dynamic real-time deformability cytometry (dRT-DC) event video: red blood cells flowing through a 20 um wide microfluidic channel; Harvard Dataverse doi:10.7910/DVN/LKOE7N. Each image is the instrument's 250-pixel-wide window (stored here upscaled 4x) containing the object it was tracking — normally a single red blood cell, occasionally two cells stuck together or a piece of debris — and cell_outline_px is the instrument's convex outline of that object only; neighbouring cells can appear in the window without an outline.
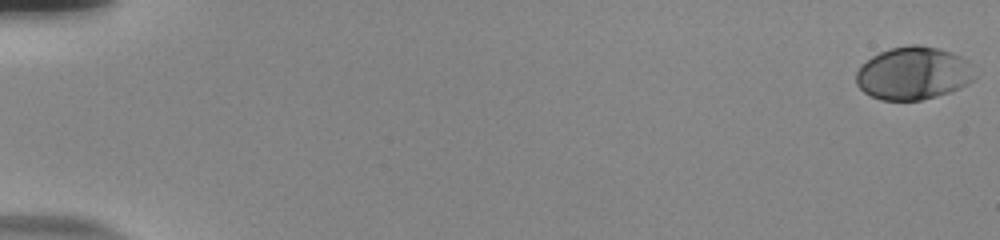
{"species": "human", "species_latin": "Homo sapiens", "temperature_condition": "room temperature", "stored_images_in_passage": 57, "camera_frame_rate_fps": 3000, "um_per_image_px": 0.085, "donor": {"sex": "male"}, "frame": {"image": 1, "passage_image": 1, "time_ms": 0.0, "image_size_px": [1000, 240], "cell_outline_px": [[976, 76], [968, 84], [960, 88], [936, 96], [920, 100], [880, 100], [864, 92], [856, 84], [856, 72], [860, 64], [872, 56], [880, 52], [892, 48], [908, 44], [920, 44], [940, 48], [952, 52], [968, 60]], "centroid_in_image_um": [77.63, 6.21], "position_along_channel_um": 7.4, "area_um2": 36.82}}
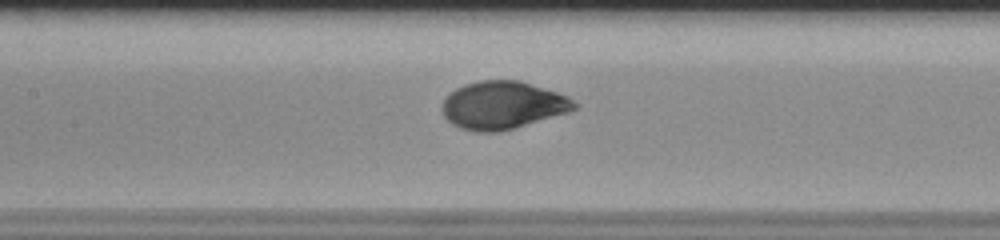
{"frame": {"image": 2, "passage_image": 29, "time_ms": 9.333, "image_size_px": [1000, 240], "cell_outline_px": [[580, 104], [576, 108], [568, 112], [512, 128], [496, 132], [476, 132], [460, 128], [452, 124], [444, 116], [444, 100], [456, 88], [464, 84], [480, 80], [520, 80], [568, 96]], "centroid_in_image_um": [42.75, 8.93], "position_along_channel_um": 164.7, "area_um2": 36.41}}
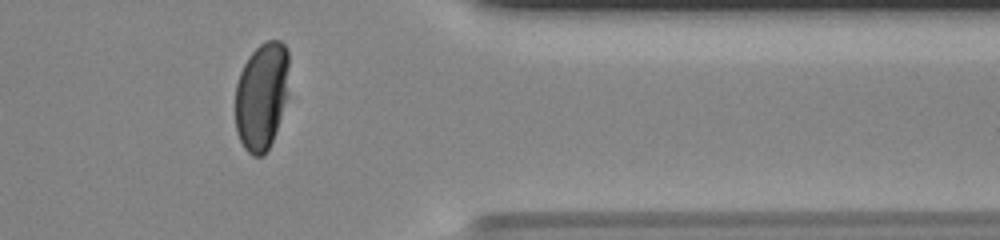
{"frame": {"image": 3, "passage_image": 48, "time_ms": 15.667, "image_size_px": [1000, 240], "cell_outline_px": [[288, 96], [276, 132], [264, 156], [252, 156], [244, 148], [236, 132], [236, 84], [240, 72], [248, 56], [260, 44], [268, 40], [280, 40], [288, 48]], "centroid_in_image_um": [22.25, 8.16], "position_along_channel_um": 389.1, "area_um2": 34.04}, "authors_computed_cell_mechanics": {"area_um2": 36.125, "velocity_mm_per_s": 3.7032, "shape_relaxation_time_tau1_ms": 3.2456, "shape_relaxation_time_tau2_ms": null, "deformation_change_tau1": 0.1733, "deformation_change_tau2": null}}